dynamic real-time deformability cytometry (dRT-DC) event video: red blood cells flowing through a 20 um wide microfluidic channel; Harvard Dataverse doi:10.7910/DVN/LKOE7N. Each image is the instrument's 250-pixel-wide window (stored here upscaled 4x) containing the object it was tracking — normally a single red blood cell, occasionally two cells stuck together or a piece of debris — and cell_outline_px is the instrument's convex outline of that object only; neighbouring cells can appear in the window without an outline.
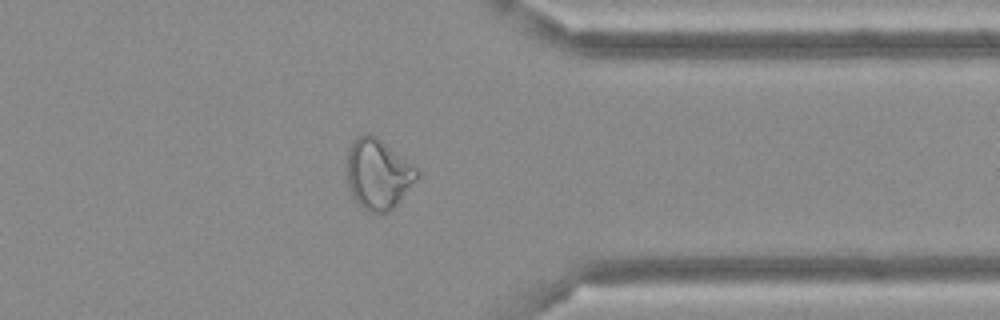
{"species": "Egyptian fruit bat (a non-hibernating species)", "species_latin": "Rousettus aegyptiacus", "temperature_condition": "cold", "stored_images_in_passage": 46, "camera_frame_rate_fps": 3000, "um_per_image_px": 0.085, "frame": {"image": 1, "passage_image": 36, "time_ms": 11.667, "image_size_px": [1000, 320], "cell_outline_px": [[420, 176], [396, 204], [388, 212], [368, 212], [352, 196], [348, 184], [348, 148], [356, 136], [368, 132], [376, 136], [420, 168]], "centroid_in_image_um": [32.17, 14.75], "position_along_channel_um": 379.2, "area_um2": 28.78}}
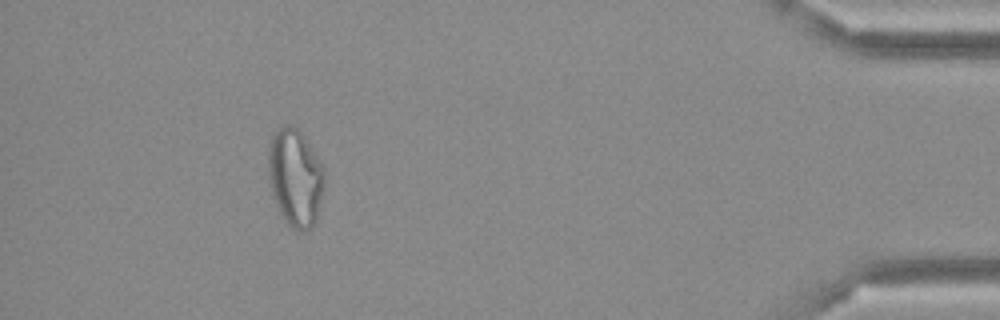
{"frame": {"image": 2, "passage_image": 42, "time_ms": 13.667, "image_size_px": [1000, 320], "cell_outline_px": [[324, 184], [316, 220], [312, 228], [304, 232], [296, 232], [288, 228], [276, 204], [272, 192], [268, 176], [268, 144], [276, 128], [284, 124], [292, 124], [300, 132], [324, 168]], "centroid_in_image_um": [25.07, 15.13], "position_along_channel_um": 410.1, "area_um2": 32.19}}